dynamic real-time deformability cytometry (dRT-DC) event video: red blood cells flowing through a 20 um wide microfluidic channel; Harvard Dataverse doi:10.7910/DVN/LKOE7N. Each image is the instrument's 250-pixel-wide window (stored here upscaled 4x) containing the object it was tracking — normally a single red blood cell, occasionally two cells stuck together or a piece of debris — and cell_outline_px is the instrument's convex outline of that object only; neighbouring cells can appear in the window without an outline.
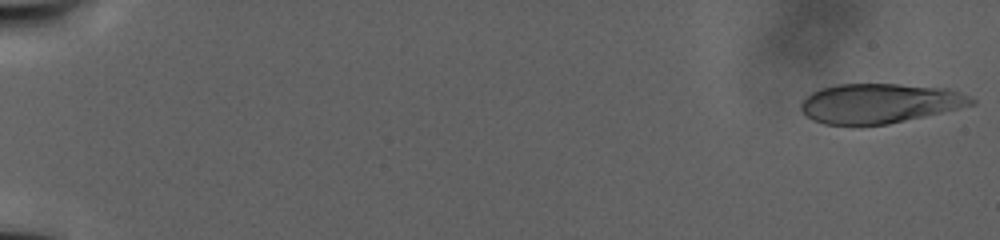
{"species": "human", "species_latin": "Homo sapiens", "temperature_condition": "warm", "stored_images_in_passage": 42, "camera_frame_rate_fps": 3000, "um_per_image_px": 0.085, "donor": {"sex": "male"}, "frame": {"image": 1, "passage_image": 1, "time_ms": 0.0, "image_size_px": [1000, 240], "cell_outline_px": [[976, 104], [924, 116], [888, 124], [860, 128], [856, 128], [824, 124], [812, 120], [800, 108], [800, 104], [812, 92], [820, 88], [836, 84], [900, 84], [948, 88], [960, 92], [976, 100]], "centroid_in_image_um": [74.73, 8.81], "position_along_channel_um": 10.3, "area_um2": 40.11}}
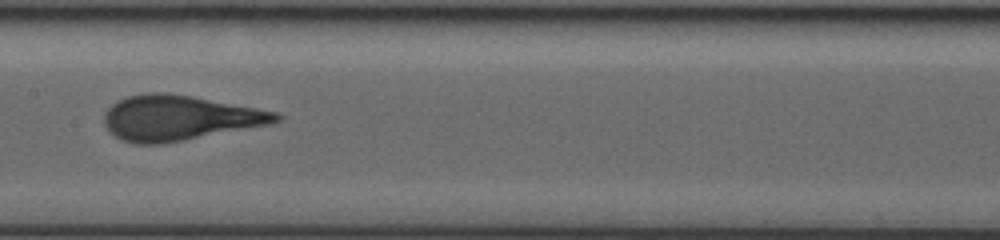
{"frame": {"image": 2, "passage_image": 24, "time_ms": 20.667, "image_size_px": [1000, 240], "cell_outline_px": [[284, 116], [280, 120], [272, 124], [184, 140], [160, 144], [136, 144], [120, 140], [104, 124], [104, 112], [116, 100], [128, 96], [148, 92], [168, 92], [192, 96], [280, 112]], "centroid_in_image_um": [15.26, 10.01], "position_along_channel_um": 192.1, "area_um2": 45.37}}
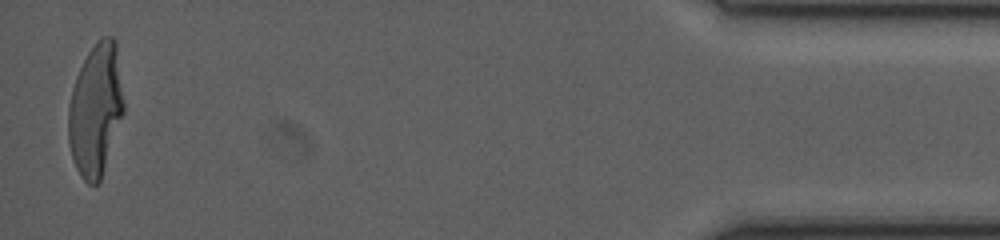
{"frame": {"image": 3, "passage_image": 42, "time_ms": 37.333, "image_size_px": [1000, 240], "cell_outline_px": [[124, 112], [100, 180], [96, 184], [88, 184], [80, 176], [72, 160], [68, 140], [68, 108], [72, 88], [76, 76], [88, 52], [100, 36], [112, 36], [116, 40], [124, 100]], "centroid_in_image_um": [8.13, 9.3], "position_along_channel_um": 427.1, "area_um2": 42.83}}